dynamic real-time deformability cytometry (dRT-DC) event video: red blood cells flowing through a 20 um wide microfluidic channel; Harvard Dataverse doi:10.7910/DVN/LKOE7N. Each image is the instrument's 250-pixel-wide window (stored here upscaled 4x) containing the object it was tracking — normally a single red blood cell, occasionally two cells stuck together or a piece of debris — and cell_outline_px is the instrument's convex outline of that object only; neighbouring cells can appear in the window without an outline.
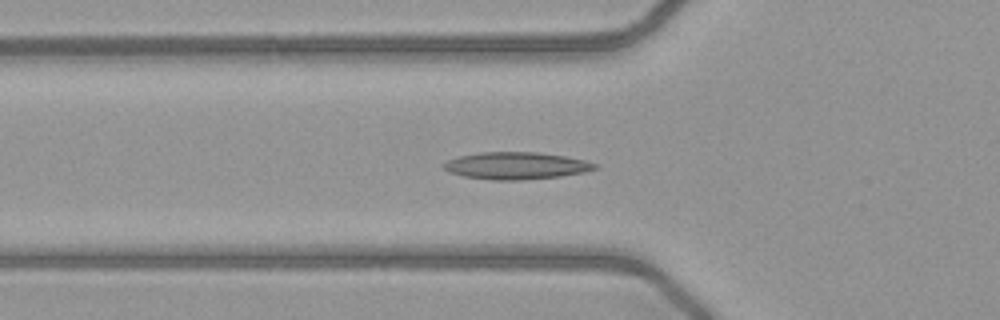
{"species": "common noctule bat (a hibernating species)", "species_latin": "Nyctalus noctula", "temperature_condition": "warm", "stored_images_in_passage": 50, "camera_frame_rate_fps": 3000, "um_per_image_px": 0.085, "animal": {"sex": "female", "body_mass_g": 21.9}, "frame": {"image": 1, "passage_image": 17, "time_ms": 5.333, "image_size_px": [1000, 320], "cell_outline_px": [[600, 168], [584, 172], [560, 176], [520, 180], [492, 180], [464, 176], [448, 172], [440, 164], [448, 160], [460, 156], [480, 152], [540, 152], [564, 156], [584, 160], [600, 164]], "centroid_in_image_um": [43.89, 14.08], "position_along_channel_um": 81.9, "area_um2": 24.04}}
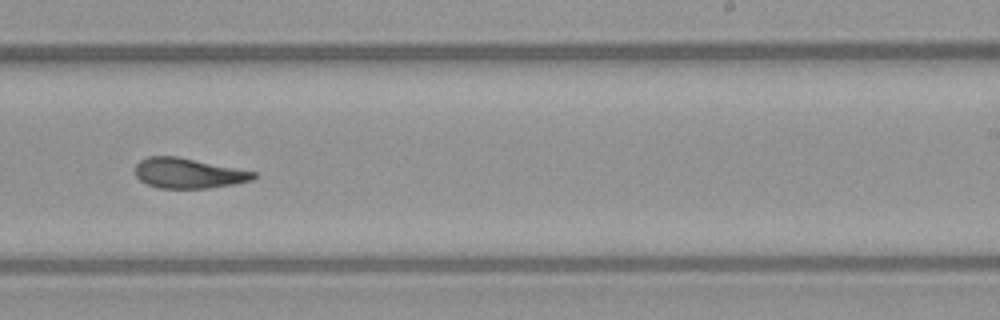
{"frame": {"image": 2, "passage_image": 31, "time_ms": 10.0, "image_size_px": [1000, 320], "cell_outline_px": [[256, 176], [252, 180], [236, 184], [208, 188], [160, 188], [148, 184], [140, 180], [136, 176], [136, 164], [140, 160], [148, 156], [176, 156], [256, 172]], "centroid_in_image_um": [16.01, 14.72], "position_along_channel_um": 273.0, "area_um2": 20.63}}
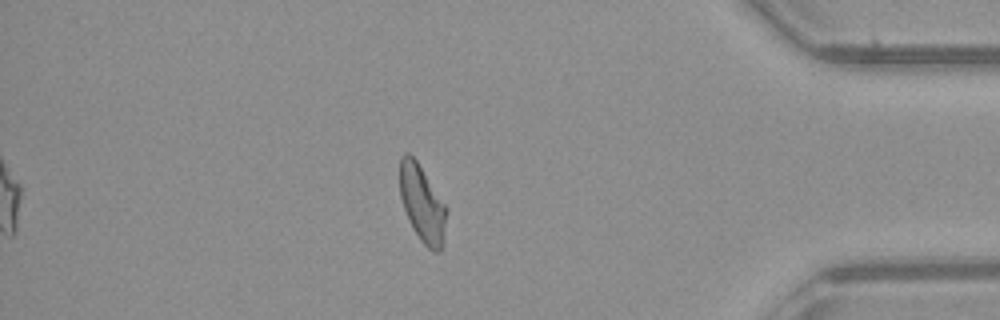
{"frame": {"image": 3, "passage_image": 43, "time_ms": 14.0, "image_size_px": [1000, 320], "cell_outline_px": [[448, 212], [444, 244], [440, 252], [436, 252], [428, 248], [420, 240], [412, 228], [408, 220], [400, 196], [400, 156], [404, 152], [408, 152], [416, 160], [448, 208]], "centroid_in_image_um": [35.91, 17.35], "position_along_channel_um": 399.3, "area_um2": 21.21}, "authors_computed_cell_mechanics": {"area_um2": 21.7039, "velocity_mm_per_s": 4.0682, "shape_relaxation_time_tau1_ms": null, "shape_relaxation_time_tau2_ms": 2.8263, "deformation_change_tau1": null, "deformation_change_tau2": 0.1037}}